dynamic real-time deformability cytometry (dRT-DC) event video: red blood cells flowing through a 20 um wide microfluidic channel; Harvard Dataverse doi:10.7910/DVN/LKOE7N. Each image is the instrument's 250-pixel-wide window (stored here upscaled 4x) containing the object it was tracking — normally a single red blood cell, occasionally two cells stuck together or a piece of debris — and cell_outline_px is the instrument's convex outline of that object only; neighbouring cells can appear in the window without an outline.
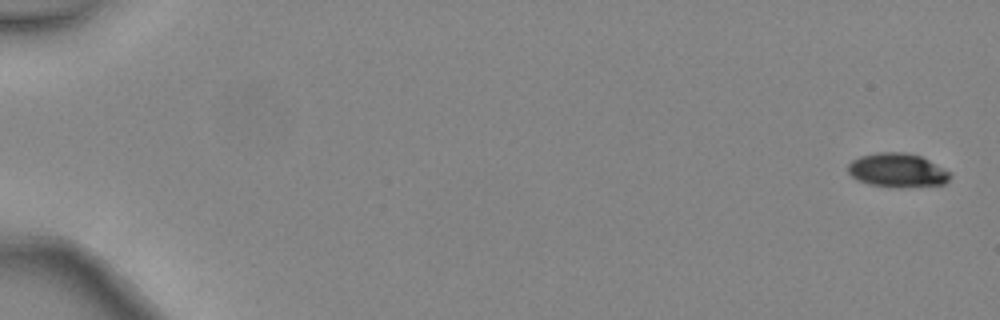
{"species": "common noctule bat (a hibernating species)", "species_latin": "Nyctalus noctula", "temperature_condition": "warm", "stored_images_in_passage": 2, "camera_frame_rate_fps": 3000, "um_per_image_px": 0.085, "animal": {"sex": "female", "body_mass_g": 24.6, "forearm_length_mm": 56.2}, "frame": {"image": 1, "passage_image": 1, "time_ms": 0.0, "image_size_px": [1000, 320], "cell_outline_px": [[952, 176], [944, 184], [900, 188], [896, 188], [868, 184], [856, 180], [848, 172], [848, 164], [852, 160], [860, 156], [876, 152], [904, 152], [920, 156], [952, 172]], "centroid_in_image_um": [76.28, 14.48], "position_along_channel_um": 8.7, "area_um2": 20.46}}